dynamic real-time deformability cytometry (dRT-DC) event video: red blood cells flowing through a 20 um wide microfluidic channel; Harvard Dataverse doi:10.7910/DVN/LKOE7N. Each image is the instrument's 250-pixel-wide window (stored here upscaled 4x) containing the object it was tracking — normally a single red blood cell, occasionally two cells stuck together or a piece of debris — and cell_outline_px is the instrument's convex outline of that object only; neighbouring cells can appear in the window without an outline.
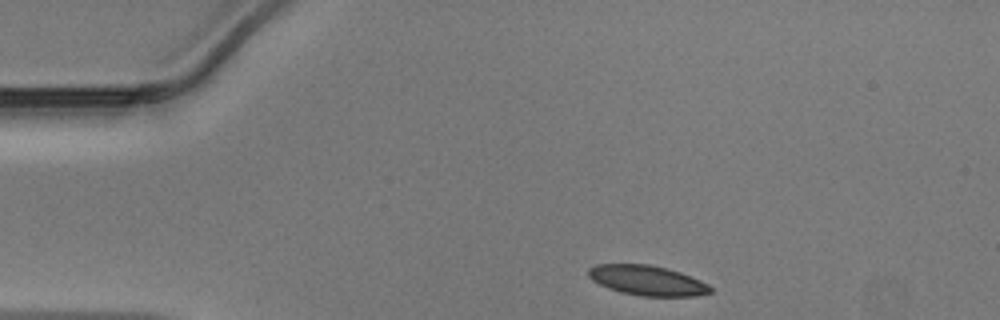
{"species": "Egyptian fruit bat (a non-hibernating species)", "species_latin": "Rousettus aegyptiacus", "temperature_condition": "warm", "stored_images_in_passage": 32, "camera_frame_rate_fps": 3000, "um_per_image_px": 0.085, "animal": {"sex": "male"}, "frame": {"image": 1, "passage_image": 1, "time_ms": 0.0, "image_size_px": [1000, 320], "cell_outline_px": [[712, 292], [696, 296], [640, 296], [620, 292], [608, 288], [592, 280], [588, 276], [588, 268], [596, 264], [648, 264], [680, 272], [700, 280], [708, 284], [712, 288]], "centroid_in_image_um": [55.0, 23.84], "position_along_channel_um": 30.0, "area_um2": 21.27}}
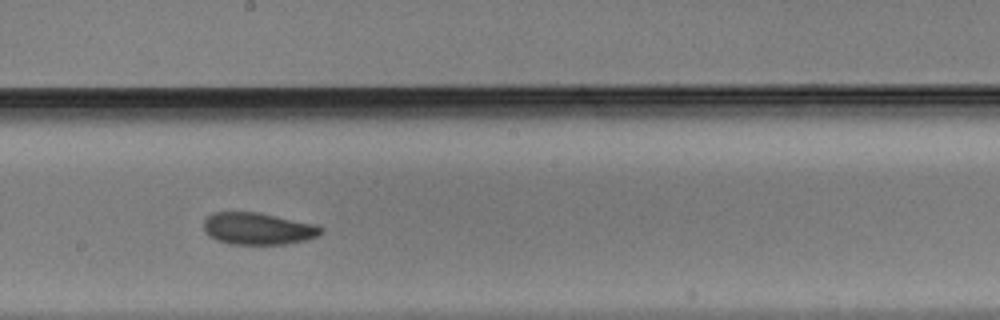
{"frame": {"image": 2, "passage_image": 19, "time_ms": 6.0, "image_size_px": [1000, 320], "cell_outline_px": [[324, 232], [320, 236], [308, 240], [288, 244], [228, 244], [216, 240], [204, 232], [204, 220], [212, 212], [256, 212], [316, 224], [324, 228]], "centroid_in_image_um": [21.97, 19.44], "position_along_channel_um": 226.2, "area_um2": 22.14}}
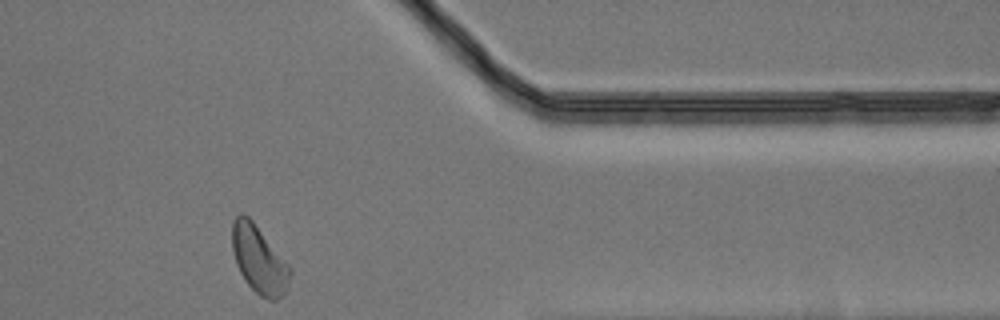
{"frame": {"image": 3, "passage_image": 32, "time_ms": 10.333, "image_size_px": [1000, 320], "cell_outline_px": [[292, 272], [284, 296], [276, 300], [268, 300], [260, 296], [244, 280], [236, 264], [232, 252], [232, 224], [236, 216], [240, 212], [248, 216], [252, 220], [292, 268]], "centroid_in_image_um": [22.02, 22.08], "position_along_channel_um": 389.4, "area_um2": 22.95}}